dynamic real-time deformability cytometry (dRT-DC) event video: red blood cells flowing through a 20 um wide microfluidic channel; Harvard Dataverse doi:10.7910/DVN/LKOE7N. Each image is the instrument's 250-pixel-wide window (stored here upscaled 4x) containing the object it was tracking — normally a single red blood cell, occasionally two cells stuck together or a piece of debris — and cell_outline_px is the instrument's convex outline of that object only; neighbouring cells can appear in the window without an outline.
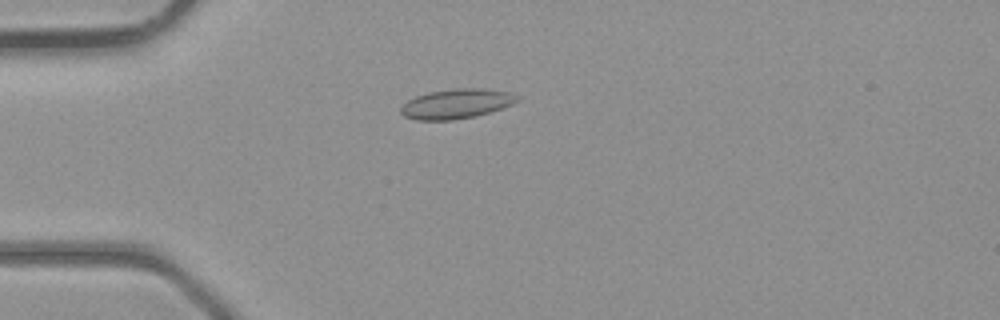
{"species": "common noctule bat (a hibernating species)", "species_latin": "Nyctalus noctula", "temperature_condition": "room temperature", "stored_images_in_passage": 4, "camera_frame_rate_fps": 3000, "um_per_image_px": 0.085, "animal": {"sex": "male", "body_mass_g": 23.1, "forearm_length_mm": 52.7}, "frame": {"image": 1, "passage_image": 4, "time_ms": 3.333, "image_size_px": [1000, 320], "cell_outline_px": [[520, 100], [512, 104], [476, 116], [452, 120], [416, 120], [404, 116], [400, 112], [400, 108], [408, 100], [416, 96], [428, 92], [452, 88], [480, 88], [508, 92], [516, 96]], "centroid_in_image_um": [38.75, 8.82], "position_along_channel_um": 46.2, "area_um2": 20.0}}